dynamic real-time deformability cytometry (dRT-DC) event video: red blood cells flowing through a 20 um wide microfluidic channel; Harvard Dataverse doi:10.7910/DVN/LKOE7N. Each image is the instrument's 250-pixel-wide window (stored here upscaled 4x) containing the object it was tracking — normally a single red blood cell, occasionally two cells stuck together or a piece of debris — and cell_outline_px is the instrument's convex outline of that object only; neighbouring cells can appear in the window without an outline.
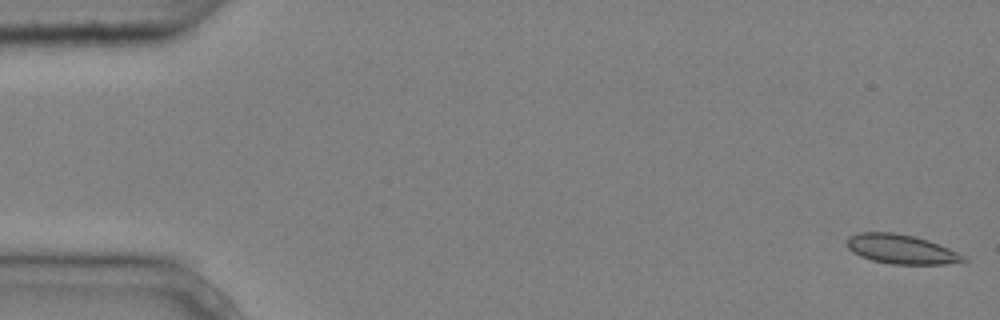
{"species": "common noctule bat (a hibernating species)", "species_latin": "Nyctalus noctula", "temperature_condition": "cold", "stored_images_in_passage": 6, "segment_of_instrument_passage": [1, 2], "camera_frame_rate_fps": 3000, "um_per_image_px": 0.085, "animal": {"sex": "male", "body_mass_g": 20.4}, "frame": {"image": 1, "passage_image": 1, "time_ms": 0.0, "image_size_px": [1000, 320], "cell_outline_px": [[968, 260], [944, 264], [892, 264], [872, 260], [860, 256], [852, 252], [848, 248], [848, 236], [860, 232], [896, 232], [916, 236], [928, 240], [948, 248], [964, 256]], "centroid_in_image_um": [76.57, 21.17], "position_along_channel_um": 8.4, "area_um2": 19.83}}